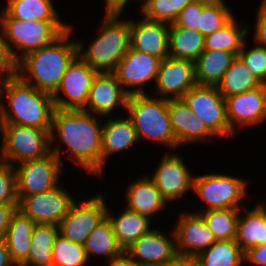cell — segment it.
Here are the masks:
<instances>
[{
	"mask_svg": "<svg viewBox=\"0 0 266 266\" xmlns=\"http://www.w3.org/2000/svg\"><path fill=\"white\" fill-rule=\"evenodd\" d=\"M101 118L84 110L56 108L50 130L51 152L61 160L62 164L64 165L62 154L66 151L74 166L83 168L88 175L99 179H102L103 118ZM63 144L66 146L65 150Z\"/></svg>",
	"mask_w": 266,
	"mask_h": 266,
	"instance_id": "6da1fadb",
	"label": "cell"
},
{
	"mask_svg": "<svg viewBox=\"0 0 266 266\" xmlns=\"http://www.w3.org/2000/svg\"><path fill=\"white\" fill-rule=\"evenodd\" d=\"M69 24L70 28L53 43L26 54L17 62V75L50 95L56 92L68 66L78 56V42L70 37L73 25Z\"/></svg>",
	"mask_w": 266,
	"mask_h": 266,
	"instance_id": "7a4b0ae2",
	"label": "cell"
},
{
	"mask_svg": "<svg viewBox=\"0 0 266 266\" xmlns=\"http://www.w3.org/2000/svg\"><path fill=\"white\" fill-rule=\"evenodd\" d=\"M55 109L52 95L36 89L16 74L4 87L0 124L51 129Z\"/></svg>",
	"mask_w": 266,
	"mask_h": 266,
	"instance_id": "3957f363",
	"label": "cell"
},
{
	"mask_svg": "<svg viewBox=\"0 0 266 266\" xmlns=\"http://www.w3.org/2000/svg\"><path fill=\"white\" fill-rule=\"evenodd\" d=\"M125 19L122 12H104L97 34L90 43L87 45L84 40L77 39L78 55L96 72L114 73L128 52L130 19Z\"/></svg>",
	"mask_w": 266,
	"mask_h": 266,
	"instance_id": "277c9868",
	"label": "cell"
},
{
	"mask_svg": "<svg viewBox=\"0 0 266 266\" xmlns=\"http://www.w3.org/2000/svg\"><path fill=\"white\" fill-rule=\"evenodd\" d=\"M169 100L147 94L129 95L126 114L133 123L138 140L163 145L176 150V138L171 129Z\"/></svg>",
	"mask_w": 266,
	"mask_h": 266,
	"instance_id": "5b68a950",
	"label": "cell"
},
{
	"mask_svg": "<svg viewBox=\"0 0 266 266\" xmlns=\"http://www.w3.org/2000/svg\"><path fill=\"white\" fill-rule=\"evenodd\" d=\"M0 10V24L8 49L16 62L28 53L50 45L70 28V24L65 22L12 18L3 8Z\"/></svg>",
	"mask_w": 266,
	"mask_h": 266,
	"instance_id": "8992f818",
	"label": "cell"
},
{
	"mask_svg": "<svg viewBox=\"0 0 266 266\" xmlns=\"http://www.w3.org/2000/svg\"><path fill=\"white\" fill-rule=\"evenodd\" d=\"M50 130L0 124V158L16 166L46 157L51 153Z\"/></svg>",
	"mask_w": 266,
	"mask_h": 266,
	"instance_id": "52a82bcc",
	"label": "cell"
},
{
	"mask_svg": "<svg viewBox=\"0 0 266 266\" xmlns=\"http://www.w3.org/2000/svg\"><path fill=\"white\" fill-rule=\"evenodd\" d=\"M248 180L238 176L228 175L226 172L195 174L192 191L201 198L204 208L195 213L212 209H241L249 192ZM244 199V200H243Z\"/></svg>",
	"mask_w": 266,
	"mask_h": 266,
	"instance_id": "ba28073f",
	"label": "cell"
},
{
	"mask_svg": "<svg viewBox=\"0 0 266 266\" xmlns=\"http://www.w3.org/2000/svg\"><path fill=\"white\" fill-rule=\"evenodd\" d=\"M182 99L217 137L223 139L236 136L226 118L225 98L216 86L196 85Z\"/></svg>",
	"mask_w": 266,
	"mask_h": 266,
	"instance_id": "9c48e42d",
	"label": "cell"
},
{
	"mask_svg": "<svg viewBox=\"0 0 266 266\" xmlns=\"http://www.w3.org/2000/svg\"><path fill=\"white\" fill-rule=\"evenodd\" d=\"M14 167L19 201L24 196L49 191L62 183L61 175L64 167L53 152L44 158L27 161Z\"/></svg>",
	"mask_w": 266,
	"mask_h": 266,
	"instance_id": "30bf717a",
	"label": "cell"
},
{
	"mask_svg": "<svg viewBox=\"0 0 266 266\" xmlns=\"http://www.w3.org/2000/svg\"><path fill=\"white\" fill-rule=\"evenodd\" d=\"M98 72L79 55L68 66L60 85L52 95L55 108L62 110H84L89 91Z\"/></svg>",
	"mask_w": 266,
	"mask_h": 266,
	"instance_id": "8fae6325",
	"label": "cell"
},
{
	"mask_svg": "<svg viewBox=\"0 0 266 266\" xmlns=\"http://www.w3.org/2000/svg\"><path fill=\"white\" fill-rule=\"evenodd\" d=\"M79 202L75 200L61 220L59 233L74 243L84 245L91 231L106 217L108 205L102 191Z\"/></svg>",
	"mask_w": 266,
	"mask_h": 266,
	"instance_id": "7c38bea8",
	"label": "cell"
},
{
	"mask_svg": "<svg viewBox=\"0 0 266 266\" xmlns=\"http://www.w3.org/2000/svg\"><path fill=\"white\" fill-rule=\"evenodd\" d=\"M185 161L180 153H165L148 175L169 204L192 190L194 175Z\"/></svg>",
	"mask_w": 266,
	"mask_h": 266,
	"instance_id": "4fadbf2b",
	"label": "cell"
},
{
	"mask_svg": "<svg viewBox=\"0 0 266 266\" xmlns=\"http://www.w3.org/2000/svg\"><path fill=\"white\" fill-rule=\"evenodd\" d=\"M75 200L60 183L49 191L24 196L19 201L18 210L36 224L59 225Z\"/></svg>",
	"mask_w": 266,
	"mask_h": 266,
	"instance_id": "5bb4252c",
	"label": "cell"
},
{
	"mask_svg": "<svg viewBox=\"0 0 266 266\" xmlns=\"http://www.w3.org/2000/svg\"><path fill=\"white\" fill-rule=\"evenodd\" d=\"M160 63V58L129 47L114 74L128 95L147 94L146 85L155 84Z\"/></svg>",
	"mask_w": 266,
	"mask_h": 266,
	"instance_id": "9a60e30c",
	"label": "cell"
},
{
	"mask_svg": "<svg viewBox=\"0 0 266 266\" xmlns=\"http://www.w3.org/2000/svg\"><path fill=\"white\" fill-rule=\"evenodd\" d=\"M154 85V96L166 100L182 99L197 85L195 62L170 56L164 58L159 65Z\"/></svg>",
	"mask_w": 266,
	"mask_h": 266,
	"instance_id": "2e32d148",
	"label": "cell"
},
{
	"mask_svg": "<svg viewBox=\"0 0 266 266\" xmlns=\"http://www.w3.org/2000/svg\"><path fill=\"white\" fill-rule=\"evenodd\" d=\"M225 101L226 118L230 129L236 135L241 128L266 122L265 84L244 93L228 96Z\"/></svg>",
	"mask_w": 266,
	"mask_h": 266,
	"instance_id": "e0dca14e",
	"label": "cell"
},
{
	"mask_svg": "<svg viewBox=\"0 0 266 266\" xmlns=\"http://www.w3.org/2000/svg\"><path fill=\"white\" fill-rule=\"evenodd\" d=\"M171 229L165 233L152 227L125 252L140 266H163L177 254L176 237Z\"/></svg>",
	"mask_w": 266,
	"mask_h": 266,
	"instance_id": "ac0fdd59",
	"label": "cell"
},
{
	"mask_svg": "<svg viewBox=\"0 0 266 266\" xmlns=\"http://www.w3.org/2000/svg\"><path fill=\"white\" fill-rule=\"evenodd\" d=\"M169 117L172 132L176 138V150L187 144L213 143L217 136L206 123L194 114L183 99L169 100Z\"/></svg>",
	"mask_w": 266,
	"mask_h": 266,
	"instance_id": "d6986e66",
	"label": "cell"
},
{
	"mask_svg": "<svg viewBox=\"0 0 266 266\" xmlns=\"http://www.w3.org/2000/svg\"><path fill=\"white\" fill-rule=\"evenodd\" d=\"M181 212L173 228L177 254L197 256L216 240L200 213L190 210Z\"/></svg>",
	"mask_w": 266,
	"mask_h": 266,
	"instance_id": "ffe728a7",
	"label": "cell"
},
{
	"mask_svg": "<svg viewBox=\"0 0 266 266\" xmlns=\"http://www.w3.org/2000/svg\"><path fill=\"white\" fill-rule=\"evenodd\" d=\"M128 96L114 73H98L89 91L84 111L108 117L113 116L119 107L124 109L125 114Z\"/></svg>",
	"mask_w": 266,
	"mask_h": 266,
	"instance_id": "44dd1931",
	"label": "cell"
},
{
	"mask_svg": "<svg viewBox=\"0 0 266 266\" xmlns=\"http://www.w3.org/2000/svg\"><path fill=\"white\" fill-rule=\"evenodd\" d=\"M130 18V47L161 60L169 56V24L145 17Z\"/></svg>",
	"mask_w": 266,
	"mask_h": 266,
	"instance_id": "7402d4cb",
	"label": "cell"
},
{
	"mask_svg": "<svg viewBox=\"0 0 266 266\" xmlns=\"http://www.w3.org/2000/svg\"><path fill=\"white\" fill-rule=\"evenodd\" d=\"M128 183L125 192V207L131 211L146 216L151 221L155 215L162 214L169 207V203L161 195L154 182L145 175ZM154 216V218H153Z\"/></svg>",
	"mask_w": 266,
	"mask_h": 266,
	"instance_id": "603a6c76",
	"label": "cell"
},
{
	"mask_svg": "<svg viewBox=\"0 0 266 266\" xmlns=\"http://www.w3.org/2000/svg\"><path fill=\"white\" fill-rule=\"evenodd\" d=\"M116 116V117H115ZM106 118V119H105ZM139 144L136 130L132 121L126 115L120 117L114 114L103 117L102 122V178L105 174L106 161L113 154L130 149L133 145Z\"/></svg>",
	"mask_w": 266,
	"mask_h": 266,
	"instance_id": "cb8c5ba5",
	"label": "cell"
},
{
	"mask_svg": "<svg viewBox=\"0 0 266 266\" xmlns=\"http://www.w3.org/2000/svg\"><path fill=\"white\" fill-rule=\"evenodd\" d=\"M235 241L243 252L266 243V203L259 201L251 209H240Z\"/></svg>",
	"mask_w": 266,
	"mask_h": 266,
	"instance_id": "d4e9b609",
	"label": "cell"
},
{
	"mask_svg": "<svg viewBox=\"0 0 266 266\" xmlns=\"http://www.w3.org/2000/svg\"><path fill=\"white\" fill-rule=\"evenodd\" d=\"M111 212L107 207L106 216L112 223L114 235L123 251L153 227V221L126 207L121 212Z\"/></svg>",
	"mask_w": 266,
	"mask_h": 266,
	"instance_id": "484cf974",
	"label": "cell"
},
{
	"mask_svg": "<svg viewBox=\"0 0 266 266\" xmlns=\"http://www.w3.org/2000/svg\"><path fill=\"white\" fill-rule=\"evenodd\" d=\"M35 225L36 223L20 210H17L12 216L4 240L8 247L10 258L16 266H23L28 261Z\"/></svg>",
	"mask_w": 266,
	"mask_h": 266,
	"instance_id": "4316f807",
	"label": "cell"
},
{
	"mask_svg": "<svg viewBox=\"0 0 266 266\" xmlns=\"http://www.w3.org/2000/svg\"><path fill=\"white\" fill-rule=\"evenodd\" d=\"M236 57L228 51L204 50L195 61L197 85L217 86Z\"/></svg>",
	"mask_w": 266,
	"mask_h": 266,
	"instance_id": "83f0119b",
	"label": "cell"
},
{
	"mask_svg": "<svg viewBox=\"0 0 266 266\" xmlns=\"http://www.w3.org/2000/svg\"><path fill=\"white\" fill-rule=\"evenodd\" d=\"M236 19L234 16L221 29L205 36V50L228 51L238 56L251 27L248 22Z\"/></svg>",
	"mask_w": 266,
	"mask_h": 266,
	"instance_id": "f1b7e54d",
	"label": "cell"
},
{
	"mask_svg": "<svg viewBox=\"0 0 266 266\" xmlns=\"http://www.w3.org/2000/svg\"><path fill=\"white\" fill-rule=\"evenodd\" d=\"M84 249L90 263L93 261L91 258H98L99 256L106 258V263H108L123 252L114 235L112 223L107 216L88 235Z\"/></svg>",
	"mask_w": 266,
	"mask_h": 266,
	"instance_id": "f546056e",
	"label": "cell"
},
{
	"mask_svg": "<svg viewBox=\"0 0 266 266\" xmlns=\"http://www.w3.org/2000/svg\"><path fill=\"white\" fill-rule=\"evenodd\" d=\"M2 8L12 17L25 21L63 22L52 0H8Z\"/></svg>",
	"mask_w": 266,
	"mask_h": 266,
	"instance_id": "4dcf8cb0",
	"label": "cell"
},
{
	"mask_svg": "<svg viewBox=\"0 0 266 266\" xmlns=\"http://www.w3.org/2000/svg\"><path fill=\"white\" fill-rule=\"evenodd\" d=\"M205 50V37L195 30L169 24V56L193 62Z\"/></svg>",
	"mask_w": 266,
	"mask_h": 266,
	"instance_id": "1f68e13d",
	"label": "cell"
},
{
	"mask_svg": "<svg viewBox=\"0 0 266 266\" xmlns=\"http://www.w3.org/2000/svg\"><path fill=\"white\" fill-rule=\"evenodd\" d=\"M58 234V225L36 224L33 229L28 261L23 266H52V249Z\"/></svg>",
	"mask_w": 266,
	"mask_h": 266,
	"instance_id": "d6a6232c",
	"label": "cell"
},
{
	"mask_svg": "<svg viewBox=\"0 0 266 266\" xmlns=\"http://www.w3.org/2000/svg\"><path fill=\"white\" fill-rule=\"evenodd\" d=\"M261 85L262 83L251 74L247 66L237 56L216 87L219 93L226 98L253 90Z\"/></svg>",
	"mask_w": 266,
	"mask_h": 266,
	"instance_id": "836d02e7",
	"label": "cell"
},
{
	"mask_svg": "<svg viewBox=\"0 0 266 266\" xmlns=\"http://www.w3.org/2000/svg\"><path fill=\"white\" fill-rule=\"evenodd\" d=\"M199 266H243L244 252L235 239L216 241L197 256Z\"/></svg>",
	"mask_w": 266,
	"mask_h": 266,
	"instance_id": "e575fe53",
	"label": "cell"
},
{
	"mask_svg": "<svg viewBox=\"0 0 266 266\" xmlns=\"http://www.w3.org/2000/svg\"><path fill=\"white\" fill-rule=\"evenodd\" d=\"M240 209H212L200 214L216 241L235 239Z\"/></svg>",
	"mask_w": 266,
	"mask_h": 266,
	"instance_id": "d590c367",
	"label": "cell"
},
{
	"mask_svg": "<svg viewBox=\"0 0 266 266\" xmlns=\"http://www.w3.org/2000/svg\"><path fill=\"white\" fill-rule=\"evenodd\" d=\"M195 0H142L139 5L141 16L155 21L172 24L178 14Z\"/></svg>",
	"mask_w": 266,
	"mask_h": 266,
	"instance_id": "8d00e7d4",
	"label": "cell"
},
{
	"mask_svg": "<svg viewBox=\"0 0 266 266\" xmlns=\"http://www.w3.org/2000/svg\"><path fill=\"white\" fill-rule=\"evenodd\" d=\"M52 257V266H88L90 264L84 245L74 243L60 233L54 240Z\"/></svg>",
	"mask_w": 266,
	"mask_h": 266,
	"instance_id": "74e56055",
	"label": "cell"
},
{
	"mask_svg": "<svg viewBox=\"0 0 266 266\" xmlns=\"http://www.w3.org/2000/svg\"><path fill=\"white\" fill-rule=\"evenodd\" d=\"M234 13L225 0H210L202 10L199 20V33L204 37L225 26Z\"/></svg>",
	"mask_w": 266,
	"mask_h": 266,
	"instance_id": "f35d334b",
	"label": "cell"
},
{
	"mask_svg": "<svg viewBox=\"0 0 266 266\" xmlns=\"http://www.w3.org/2000/svg\"><path fill=\"white\" fill-rule=\"evenodd\" d=\"M245 41L238 57L250 70L251 74L266 85V48L254 45L248 48Z\"/></svg>",
	"mask_w": 266,
	"mask_h": 266,
	"instance_id": "ab89813d",
	"label": "cell"
},
{
	"mask_svg": "<svg viewBox=\"0 0 266 266\" xmlns=\"http://www.w3.org/2000/svg\"><path fill=\"white\" fill-rule=\"evenodd\" d=\"M0 204H19L15 167L0 158Z\"/></svg>",
	"mask_w": 266,
	"mask_h": 266,
	"instance_id": "60d3db41",
	"label": "cell"
},
{
	"mask_svg": "<svg viewBox=\"0 0 266 266\" xmlns=\"http://www.w3.org/2000/svg\"><path fill=\"white\" fill-rule=\"evenodd\" d=\"M210 0H195L188 4L177 16L172 23L175 27L195 30L199 32V20L203 7Z\"/></svg>",
	"mask_w": 266,
	"mask_h": 266,
	"instance_id": "b9f144b4",
	"label": "cell"
},
{
	"mask_svg": "<svg viewBox=\"0 0 266 266\" xmlns=\"http://www.w3.org/2000/svg\"><path fill=\"white\" fill-rule=\"evenodd\" d=\"M0 29V70L5 71L11 77L17 74V62L8 49L1 24Z\"/></svg>",
	"mask_w": 266,
	"mask_h": 266,
	"instance_id": "7bdbcfd3",
	"label": "cell"
},
{
	"mask_svg": "<svg viewBox=\"0 0 266 266\" xmlns=\"http://www.w3.org/2000/svg\"><path fill=\"white\" fill-rule=\"evenodd\" d=\"M256 13L254 34H252L254 44L266 48V8L260 4Z\"/></svg>",
	"mask_w": 266,
	"mask_h": 266,
	"instance_id": "ee69618b",
	"label": "cell"
},
{
	"mask_svg": "<svg viewBox=\"0 0 266 266\" xmlns=\"http://www.w3.org/2000/svg\"><path fill=\"white\" fill-rule=\"evenodd\" d=\"M19 204H0V240L5 238L12 216L17 212Z\"/></svg>",
	"mask_w": 266,
	"mask_h": 266,
	"instance_id": "f6af8a7d",
	"label": "cell"
},
{
	"mask_svg": "<svg viewBox=\"0 0 266 266\" xmlns=\"http://www.w3.org/2000/svg\"><path fill=\"white\" fill-rule=\"evenodd\" d=\"M244 262L255 266H266V243L257 245L244 252Z\"/></svg>",
	"mask_w": 266,
	"mask_h": 266,
	"instance_id": "bcb514c9",
	"label": "cell"
},
{
	"mask_svg": "<svg viewBox=\"0 0 266 266\" xmlns=\"http://www.w3.org/2000/svg\"><path fill=\"white\" fill-rule=\"evenodd\" d=\"M163 266H199L196 256L176 254Z\"/></svg>",
	"mask_w": 266,
	"mask_h": 266,
	"instance_id": "7dc6e473",
	"label": "cell"
},
{
	"mask_svg": "<svg viewBox=\"0 0 266 266\" xmlns=\"http://www.w3.org/2000/svg\"><path fill=\"white\" fill-rule=\"evenodd\" d=\"M107 266H140L133 258L125 251L117 255L114 259L108 262Z\"/></svg>",
	"mask_w": 266,
	"mask_h": 266,
	"instance_id": "c3c4849f",
	"label": "cell"
},
{
	"mask_svg": "<svg viewBox=\"0 0 266 266\" xmlns=\"http://www.w3.org/2000/svg\"><path fill=\"white\" fill-rule=\"evenodd\" d=\"M131 0H105V12H122L128 7ZM137 1V0H136ZM142 2V0H139Z\"/></svg>",
	"mask_w": 266,
	"mask_h": 266,
	"instance_id": "681fc988",
	"label": "cell"
},
{
	"mask_svg": "<svg viewBox=\"0 0 266 266\" xmlns=\"http://www.w3.org/2000/svg\"><path fill=\"white\" fill-rule=\"evenodd\" d=\"M0 266H16L10 258V253L5 240H0Z\"/></svg>",
	"mask_w": 266,
	"mask_h": 266,
	"instance_id": "f907efd6",
	"label": "cell"
},
{
	"mask_svg": "<svg viewBox=\"0 0 266 266\" xmlns=\"http://www.w3.org/2000/svg\"><path fill=\"white\" fill-rule=\"evenodd\" d=\"M10 76L3 70H0V105L3 98L4 87Z\"/></svg>",
	"mask_w": 266,
	"mask_h": 266,
	"instance_id": "816d5d0a",
	"label": "cell"
},
{
	"mask_svg": "<svg viewBox=\"0 0 266 266\" xmlns=\"http://www.w3.org/2000/svg\"><path fill=\"white\" fill-rule=\"evenodd\" d=\"M260 4L266 8V0H262Z\"/></svg>",
	"mask_w": 266,
	"mask_h": 266,
	"instance_id": "f5cc1de1",
	"label": "cell"
}]
</instances>
